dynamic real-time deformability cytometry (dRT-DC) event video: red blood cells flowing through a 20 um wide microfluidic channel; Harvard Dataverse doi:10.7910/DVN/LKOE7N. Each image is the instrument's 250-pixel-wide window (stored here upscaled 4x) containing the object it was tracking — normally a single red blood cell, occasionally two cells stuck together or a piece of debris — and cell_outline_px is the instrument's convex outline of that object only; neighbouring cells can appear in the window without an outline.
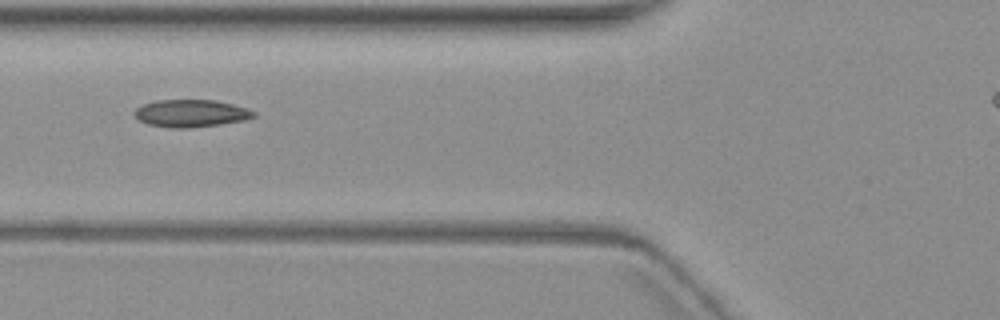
{"species": "common noctule bat (a hibernating species)", "species_latin": "Nyctalus noctula", "temperature_condition": "warm", "stored_images_in_passage": 7, "camera_frame_rate_fps": 3000, "um_per_image_px": 0.085, "animal": {"sex": "female", "body_mass_g": 19.3, "forearm_length_mm": 54.1}, "frame": {"image": 1, "passage_image": 6, "time_ms": 5.667, "image_size_px": [1000, 320], "cell_outline_px": [[256, 116], [244, 120], [220, 124], [188, 128], [172, 128], [148, 124], [140, 120], [132, 112], [136, 108], [144, 104], [156, 100], [216, 100], [232, 104], [256, 112]], "centroid_in_image_um": [16.21, 9.63], "position_along_channel_um": 109.6, "area_um2": 18.9}}
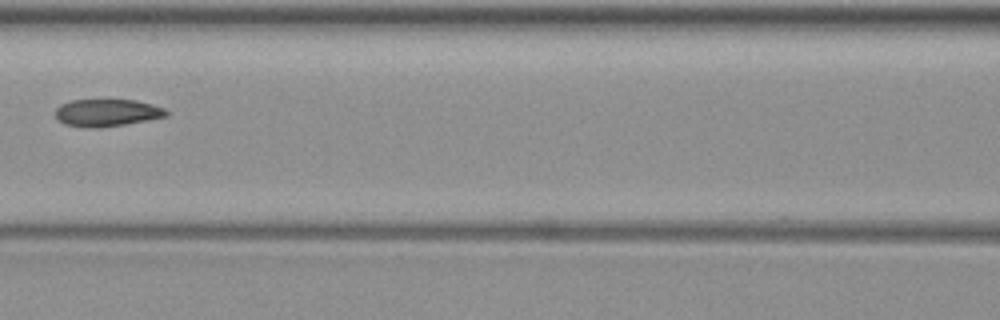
{"frame": {"image": 2, "passage_image": 7, "time_ms": 7.0, "image_size_px": [1000, 320], "cell_outline_px": [[168, 116], [148, 120], [100, 128], [88, 128], [64, 124], [56, 120], [56, 108], [60, 104], [72, 100], [136, 100], [152, 104], [164, 108], [168, 112]], "centroid_in_image_um": [9.07, 9.59], "position_along_channel_um": 157.5, "area_um2": 17.74}}